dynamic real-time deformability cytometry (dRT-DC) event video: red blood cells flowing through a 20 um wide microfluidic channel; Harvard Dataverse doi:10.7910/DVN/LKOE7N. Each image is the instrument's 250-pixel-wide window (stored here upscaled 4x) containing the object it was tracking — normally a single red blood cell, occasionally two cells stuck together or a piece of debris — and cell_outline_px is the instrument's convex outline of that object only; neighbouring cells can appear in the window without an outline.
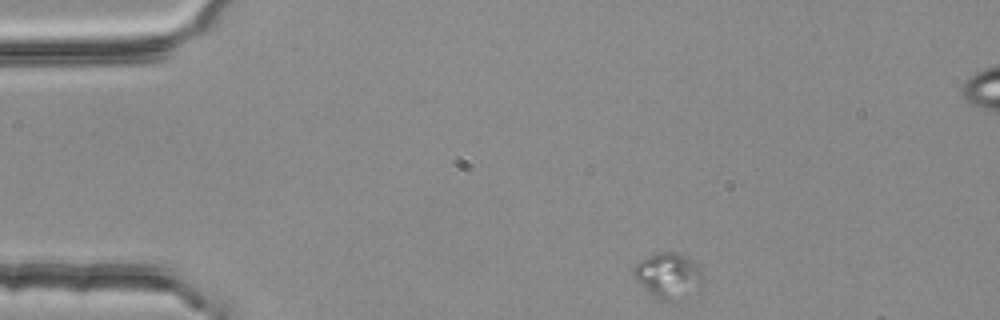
{"species": "common noctule bat (a hibernating species)", "species_latin": "Nyctalus noctula", "temperature_condition": "room temperature", "stored_images_in_passage": 8, "camera_frame_rate_fps": 3000, "um_per_image_px": 0.085, "animal": {"sex": "female", "body_mass_g": 25.1}, "frame": {"image": 1, "passage_image": 1, "time_ms": 0.0, "image_size_px": [1000, 320], "cell_outline_px": [[704, 284], [700, 296], [672, 300], [660, 300], [648, 292], [636, 280], [632, 272], [632, 268], [640, 260], [660, 252], [676, 252], [692, 260], [704, 272]], "centroid_in_image_um": [56.92, 23.48], "position_along_channel_um": 28.1, "area_um2": 19.07}}